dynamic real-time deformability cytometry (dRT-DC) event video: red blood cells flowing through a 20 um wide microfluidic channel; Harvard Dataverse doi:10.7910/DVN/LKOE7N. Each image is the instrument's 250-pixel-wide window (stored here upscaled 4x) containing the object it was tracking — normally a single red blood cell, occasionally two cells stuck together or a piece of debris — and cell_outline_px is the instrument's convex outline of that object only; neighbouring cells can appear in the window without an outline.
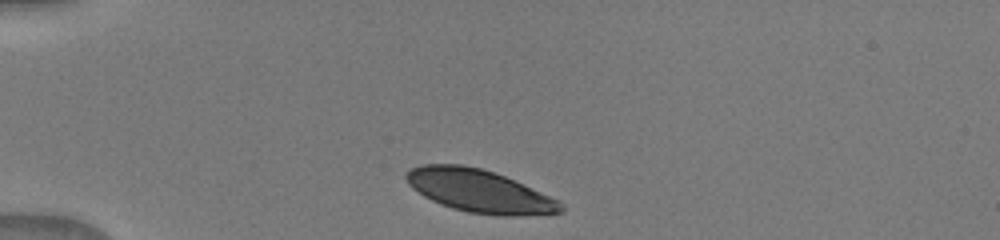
{"species": "human", "species_latin": "Homo sapiens", "temperature_condition": "warm", "stored_images_in_passage": 6, "camera_frame_rate_fps": 3000, "um_per_image_px": 0.085, "donor": {"sex": "male"}, "frame": {"image": 1, "passage_image": 1, "time_ms": 0.0, "image_size_px": [1000, 240], "cell_outline_px": [[564, 212], [516, 216], [504, 216], [468, 212], [452, 208], [440, 204], [424, 196], [412, 188], [408, 184], [404, 176], [412, 168], [420, 164], [460, 164], [480, 168], [504, 176], [560, 200], [564, 204]], "centroid_in_image_um": [40.75, 16.24], "position_along_channel_um": 44.2, "area_um2": 38.44}}
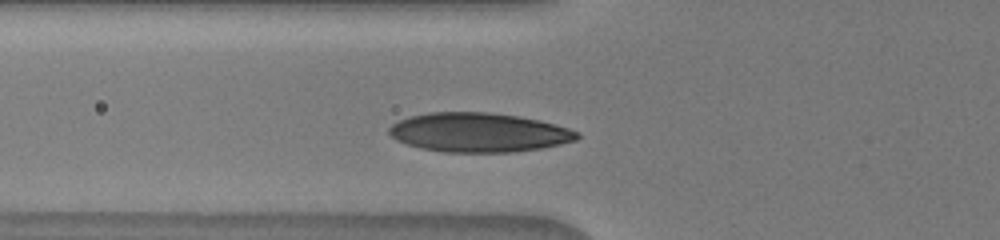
{"frame": {"image": 2, "passage_image": 4, "time_ms": 2.0, "image_size_px": [1000, 240], "cell_outline_px": [[580, 136], [576, 140], [560, 144], [540, 148], [512, 152], [444, 152], [420, 148], [396, 140], [388, 132], [388, 128], [392, 124], [408, 116], [428, 112], [488, 112], [520, 116], [540, 120], [568, 128], [580, 132]], "centroid_in_image_um": [40.69, 11.25], "position_along_channel_um": 85.1, "area_um2": 43.06}}
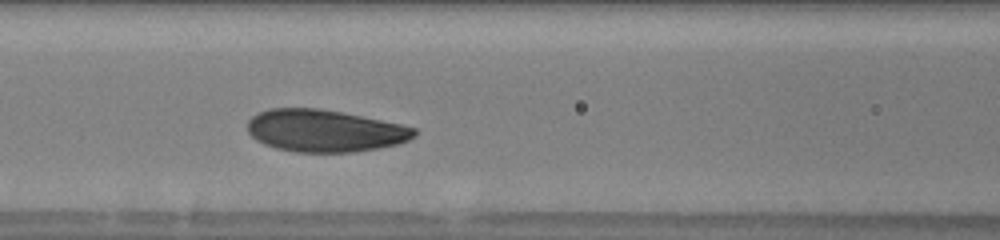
{"frame": {"image": 3, "passage_image": 6, "time_ms": 3.333, "image_size_px": [1000, 240], "cell_outline_px": [[416, 136], [408, 140], [396, 144], [376, 148], [352, 152], [296, 152], [276, 148], [264, 144], [256, 140], [248, 132], [248, 120], [252, 116], [268, 108], [316, 108], [340, 112], [400, 124], [416, 128]], "centroid_in_image_um": [27.56, 11.11], "position_along_channel_um": 139.0, "area_um2": 40.69}}